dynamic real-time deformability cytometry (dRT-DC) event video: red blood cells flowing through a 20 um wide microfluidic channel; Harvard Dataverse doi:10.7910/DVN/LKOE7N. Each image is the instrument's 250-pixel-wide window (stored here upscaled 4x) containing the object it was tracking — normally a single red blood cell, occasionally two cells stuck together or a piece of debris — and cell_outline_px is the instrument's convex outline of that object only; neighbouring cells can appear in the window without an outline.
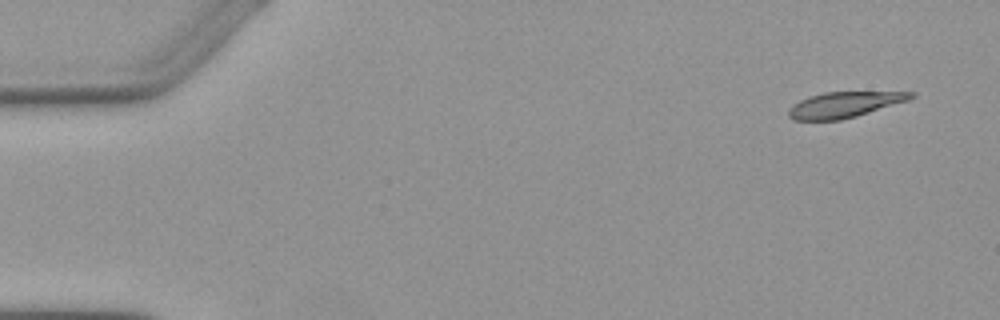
{"species": "Egyptian fruit bat (a non-hibernating species)", "species_latin": "Rousettus aegyptiacus", "temperature_condition": "warm", "stored_images_in_passage": 3, "camera_frame_rate_fps": 3000, "um_per_image_px": 0.085, "animal": {"sex": "female"}, "frame": {"image": 1, "passage_image": 1, "time_ms": 0.0, "image_size_px": [1000, 320], "cell_outline_px": [[916, 96], [908, 100], [856, 116], [840, 120], [792, 120], [788, 116], [788, 108], [792, 104], [808, 96], [824, 92], [916, 92]], "centroid_in_image_um": [71.72, 8.89], "position_along_channel_um": 13.3, "area_um2": 18.26}}